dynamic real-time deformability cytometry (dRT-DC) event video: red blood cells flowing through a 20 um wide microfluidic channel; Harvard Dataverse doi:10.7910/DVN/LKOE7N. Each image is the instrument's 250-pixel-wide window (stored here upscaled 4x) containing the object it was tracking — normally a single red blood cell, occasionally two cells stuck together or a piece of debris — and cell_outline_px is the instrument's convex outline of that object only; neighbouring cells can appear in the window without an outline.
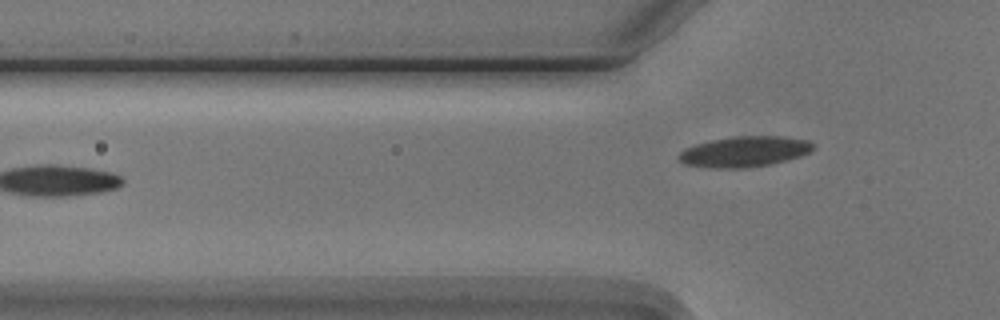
{"species": "Egyptian fruit bat (a non-hibernating species)", "species_latin": "Rousettus aegyptiacus", "temperature_condition": "cold", "stored_images_in_passage": 6, "camera_frame_rate_fps": 3000, "um_per_image_px": 0.085, "animal": {"sex": "male"}, "frame": {"image": 1, "passage_image": 6, "time_ms": 5.667, "image_size_px": [1000, 320], "cell_outline_px": [[812, 148], [808, 152], [800, 156], [768, 164], [744, 168], [708, 168], [684, 164], [676, 156], [684, 148], [696, 144], [712, 140], [732, 136], [784, 136], [808, 140], [812, 144]], "centroid_in_image_um": [63.21, 12.88], "position_along_channel_um": 62.6, "area_um2": 23.81}}